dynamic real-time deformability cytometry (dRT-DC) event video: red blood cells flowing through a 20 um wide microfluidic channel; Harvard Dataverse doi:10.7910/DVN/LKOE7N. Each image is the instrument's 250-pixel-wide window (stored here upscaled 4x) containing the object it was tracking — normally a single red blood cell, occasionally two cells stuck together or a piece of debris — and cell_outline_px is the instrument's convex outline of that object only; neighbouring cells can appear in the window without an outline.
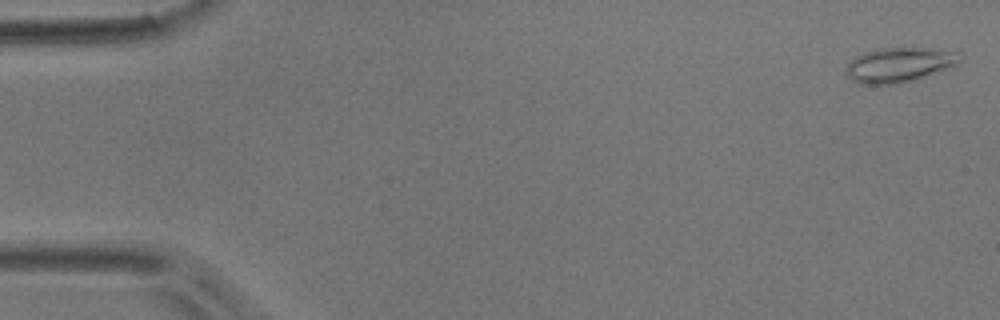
{"species": "common noctule bat (a hibernating species)", "species_latin": "Nyctalus noctula", "temperature_condition": "room temperature", "stored_images_in_passage": 35, "camera_frame_rate_fps": 3000, "um_per_image_px": 0.085, "animal": {"sex": "male", "body_mass_g": 17.9}, "frame": {"image": 1, "passage_image": 1, "time_ms": 0.0, "image_size_px": [1000, 320], "cell_outline_px": [[964, 56], [956, 64], [948, 68], [912, 80], [892, 84], [860, 84], [852, 80], [848, 76], [844, 68], [856, 56], [864, 52], [880, 48], [928, 48], [960, 52]], "centroid_in_image_um": [76.43, 5.49], "position_along_channel_um": 8.6, "area_um2": 22.83}}
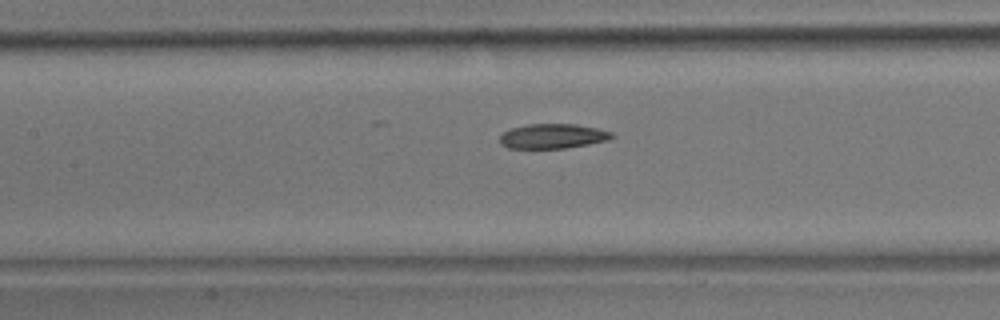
{"frame": {"image": 2, "passage_image": 23, "time_ms": 7.333, "image_size_px": [1000, 320], "cell_outline_px": [[616, 136], [608, 140], [588, 144], [564, 148], [508, 148], [500, 144], [500, 136], [504, 132], [512, 128], [528, 124], [576, 124], [596, 128], [612, 132]], "centroid_in_image_um": [46.99, 11.57], "position_along_channel_um": 160.4, "area_um2": 16.07}}
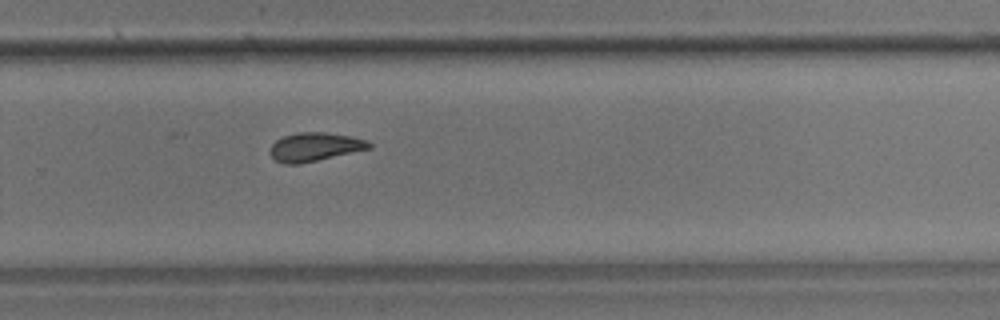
{"frame": {"image": 3, "passage_image": 34, "time_ms": 11.0, "image_size_px": [1000, 320], "cell_outline_px": [[372, 148], [300, 164], [284, 164], [276, 160], [268, 152], [268, 148], [276, 140], [284, 136], [296, 132], [324, 132], [352, 136], [364, 140], [372, 144]], "centroid_in_image_um": [26.72, 12.48], "position_along_channel_um": 303.1, "area_um2": 16.59}}